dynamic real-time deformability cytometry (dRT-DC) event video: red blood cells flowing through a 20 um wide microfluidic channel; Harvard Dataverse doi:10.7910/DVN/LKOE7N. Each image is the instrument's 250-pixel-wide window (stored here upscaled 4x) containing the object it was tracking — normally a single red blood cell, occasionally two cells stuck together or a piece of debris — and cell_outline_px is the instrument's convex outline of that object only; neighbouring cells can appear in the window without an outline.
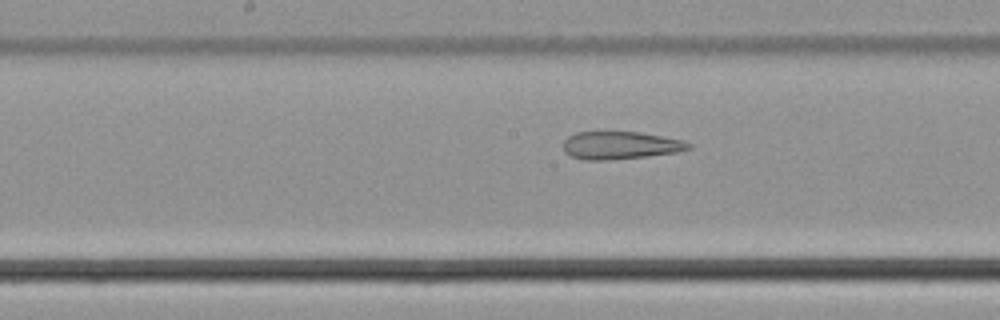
{"species": "common noctule bat (a hibernating species)", "species_latin": "Nyctalus noctula", "temperature_condition": "cold", "stored_images_in_passage": 22, "camera_frame_rate_fps": 3000, "um_per_image_px": 0.085, "animal": {"sex": "male", "body_mass_g": 21.5, "forearm_length_mm": 52.0}, "frame": {"image": 1, "passage_image": 16, "time_ms": 5.0, "image_size_px": [1000, 320], "cell_outline_px": [[692, 148], [676, 152], [644, 156], [608, 160], [584, 160], [572, 156], [564, 152], [564, 140], [568, 136], [576, 132], [640, 132], [684, 140], [692, 144]], "centroid_in_image_um": [52.73, 12.35], "position_along_channel_um": 195.5, "area_um2": 20.17}}